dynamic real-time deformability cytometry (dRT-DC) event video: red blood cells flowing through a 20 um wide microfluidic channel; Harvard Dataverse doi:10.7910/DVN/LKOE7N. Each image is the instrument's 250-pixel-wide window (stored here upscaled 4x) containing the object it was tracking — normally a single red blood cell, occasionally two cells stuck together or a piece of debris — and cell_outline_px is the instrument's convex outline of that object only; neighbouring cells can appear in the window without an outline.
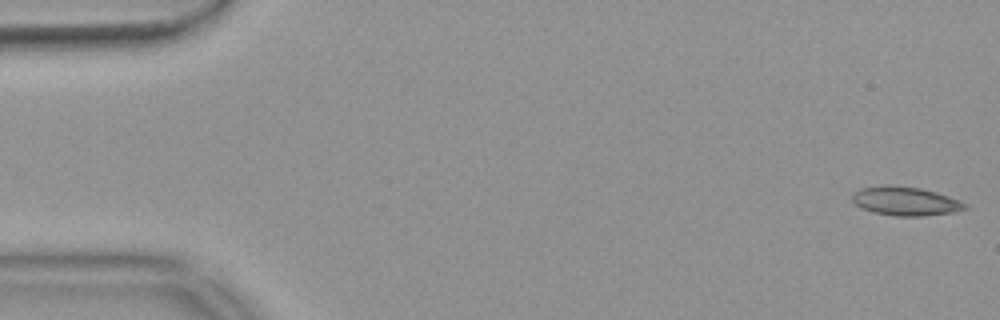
{"species": "common noctule bat (a hibernating species)", "species_latin": "Nyctalus noctula", "temperature_condition": "warm", "stored_images_in_passage": 54, "camera_frame_rate_fps": 3000, "um_per_image_px": 0.085, "animal": {"sex": "female", "body_mass_g": 18.4}, "frame": {"image": 1, "passage_image": 1, "time_ms": 0.0, "image_size_px": [1000, 320], "cell_outline_px": [[968, 208], [956, 212], [924, 216], [896, 216], [872, 212], [860, 208], [852, 200], [852, 192], [860, 188], [888, 184], [920, 188], [936, 192], [948, 196], [968, 204]], "centroid_in_image_um": [76.95, 17.1], "position_along_channel_um": 8.1, "area_um2": 19.19}}
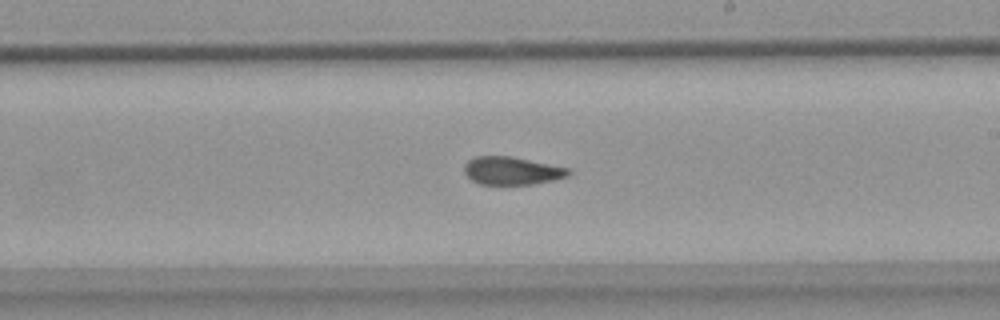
{"frame": {"image": 2, "passage_image": 31, "time_ms": 10.0, "image_size_px": [1000, 320], "cell_outline_px": [[572, 172], [568, 176], [552, 180], [532, 184], [480, 184], [472, 180], [464, 172], [464, 164], [468, 160], [476, 156], [512, 156], [568, 168]], "centroid_in_image_um": [43.49, 14.5], "position_along_channel_um": 245.5, "area_um2": 16.88}}
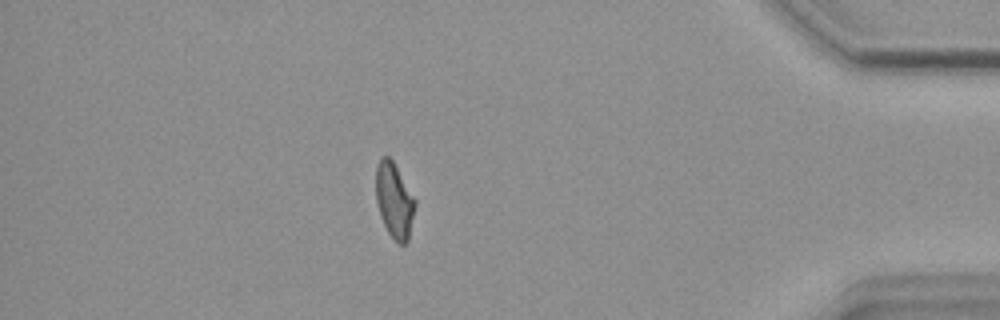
{"frame": {"image": 3, "passage_image": 47, "time_ms": 15.333, "image_size_px": [1000, 320], "cell_outline_px": [[416, 204], [408, 240], [404, 244], [396, 244], [388, 232], [380, 216], [376, 200], [376, 164], [380, 156], [388, 156], [392, 160], [416, 200]], "centroid_in_image_um": [33.5, 17.04], "position_along_channel_um": 401.7, "area_um2": 17.22}, "authors_computed_cell_mechanics": {"area_um2": 18.1781, "velocity_mm_per_s": 3.7258, "shape_relaxation_time_tau1_ms": null, "shape_relaxation_time_tau2_ms": 1.9798, "deformation_change_tau1": null, "deformation_change_tau2": 0.0828}}